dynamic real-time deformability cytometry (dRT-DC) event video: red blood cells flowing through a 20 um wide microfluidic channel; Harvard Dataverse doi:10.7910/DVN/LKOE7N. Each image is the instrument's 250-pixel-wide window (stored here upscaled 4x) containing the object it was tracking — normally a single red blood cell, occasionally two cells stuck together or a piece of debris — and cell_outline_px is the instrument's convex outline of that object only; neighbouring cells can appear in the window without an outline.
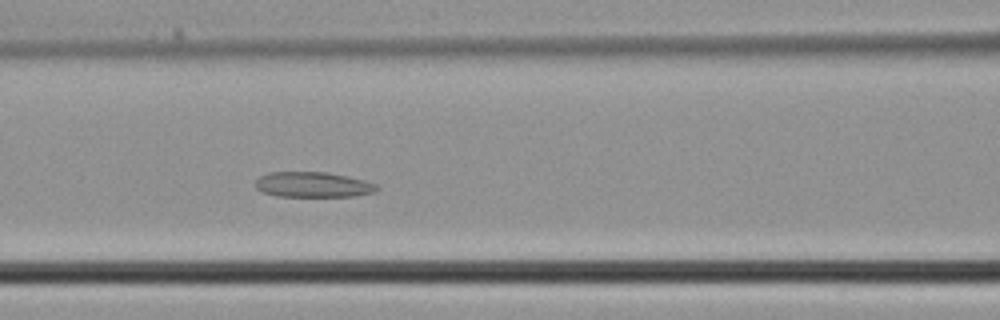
{"species": "common noctule bat (a hibernating species)", "species_latin": "Nyctalus noctula", "temperature_condition": "cold", "stored_images_in_passage": 28, "camera_frame_rate_fps": 3000, "um_per_image_px": 0.085, "animal": {"sex": "male", "body_mass_g": 21.5, "forearm_length_mm": 52.0}, "frame": {"image": 1, "passage_image": 5, "time_ms": 1.333, "image_size_px": [1000, 320], "cell_outline_px": [[380, 188], [372, 192], [356, 196], [276, 196], [260, 192], [256, 188], [256, 180], [260, 176], [268, 172], [324, 172], [364, 180], [376, 184]], "centroid_in_image_um": [26.55, 15.7], "position_along_channel_um": 140.0, "area_um2": 17.8}}
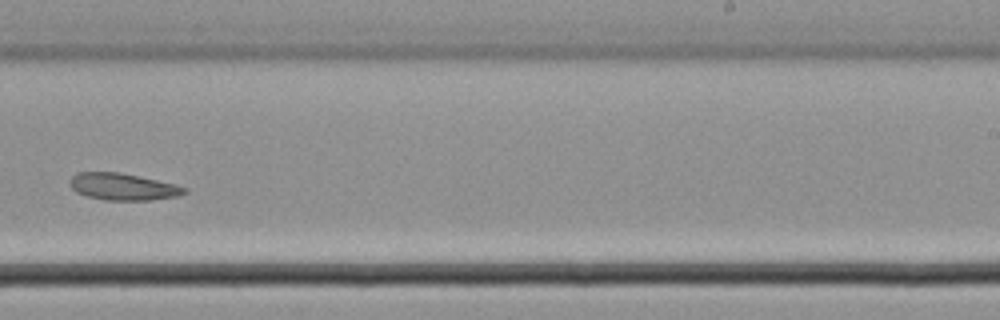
{"frame": {"image": 2, "passage_image": 13, "time_ms": 4.0, "image_size_px": [1000, 320], "cell_outline_px": [[188, 192], [180, 196], [152, 200], [104, 200], [88, 196], [76, 192], [68, 184], [72, 176], [76, 172], [120, 172], [176, 184], [188, 188]], "centroid_in_image_um": [10.48, 15.87], "position_along_channel_um": 278.5, "area_um2": 18.15}}
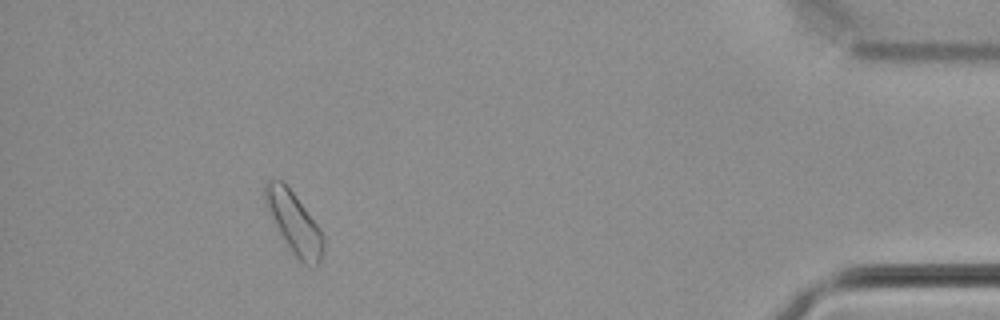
{"frame": {"image": 3, "passage_image": 24, "time_ms": 7.667, "image_size_px": [1000, 320], "cell_outline_px": [[324, 252], [320, 260], [312, 268], [304, 264], [292, 252], [284, 240], [264, 200], [264, 184], [268, 180], [280, 180], [292, 192], [320, 228], [324, 236]], "centroid_in_image_um": [25.03, 18.97], "position_along_channel_um": 410.2, "area_um2": 20.23}}